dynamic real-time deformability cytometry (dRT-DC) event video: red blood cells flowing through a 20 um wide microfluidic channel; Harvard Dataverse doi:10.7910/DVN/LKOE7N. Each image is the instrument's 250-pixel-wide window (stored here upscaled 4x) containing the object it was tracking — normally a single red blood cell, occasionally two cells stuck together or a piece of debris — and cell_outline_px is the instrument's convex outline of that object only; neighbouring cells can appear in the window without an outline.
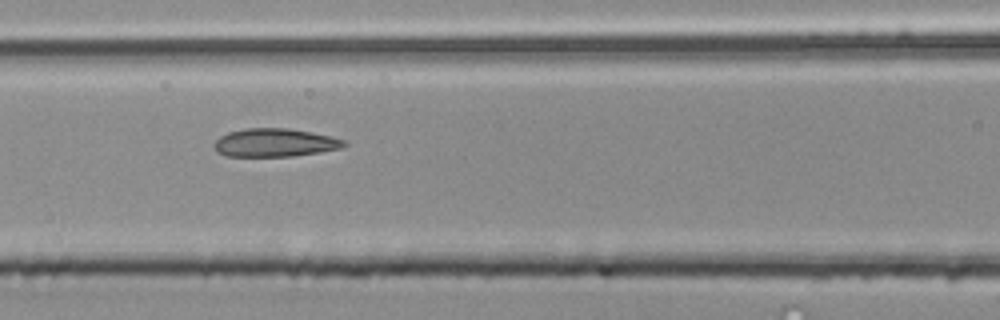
{"species": "common noctule bat (a hibernating species)", "species_latin": "Nyctalus noctula", "temperature_condition": "room temperature", "stored_images_in_passage": 6, "camera_frame_rate_fps": 3000, "um_per_image_px": 0.085, "animal": {"sex": "male", "body_mass_g": 20.4}, "frame": {"image": 1, "passage_image": 5, "time_ms": 1.333, "image_size_px": [1000, 320], "cell_outline_px": [[348, 144], [340, 148], [320, 152], [292, 156], [224, 156], [216, 152], [212, 144], [220, 136], [228, 132], [244, 128], [288, 128], [312, 132], [344, 140]], "centroid_in_image_um": [23.3, 12.12], "position_along_channel_um": 143.3, "area_um2": 21.44}}
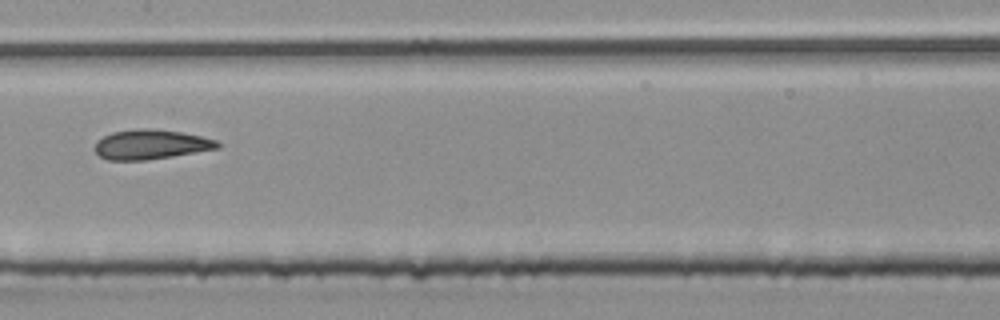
{"frame": {"image": 2, "passage_image": 6, "time_ms": 1.667, "image_size_px": [1000, 320], "cell_outline_px": [[220, 148], [172, 156], [144, 160], [108, 160], [100, 156], [96, 152], [96, 140], [112, 132], [136, 128], [156, 128], [180, 132], [220, 140]], "centroid_in_image_um": [12.84, 12.26], "position_along_channel_um": 194.6, "area_um2": 21.27}}